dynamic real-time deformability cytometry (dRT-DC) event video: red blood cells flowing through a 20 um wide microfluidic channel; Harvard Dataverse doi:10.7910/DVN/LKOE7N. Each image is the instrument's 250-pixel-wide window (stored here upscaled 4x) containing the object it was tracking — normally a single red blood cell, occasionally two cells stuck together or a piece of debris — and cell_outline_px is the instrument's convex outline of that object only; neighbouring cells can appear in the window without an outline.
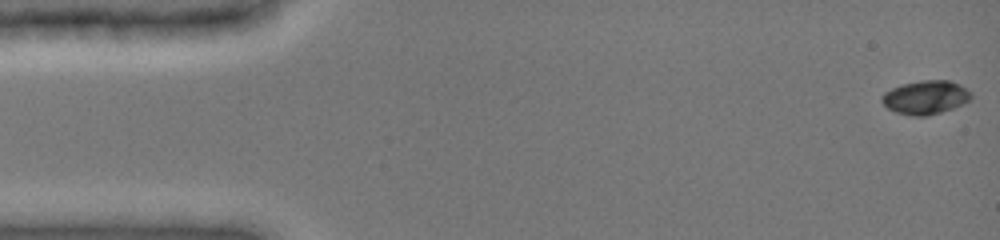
{"species": "common noctule bat (a hibernating species)", "species_latin": "Nyctalus noctula", "temperature_condition": "cold", "stored_images_in_passage": 48, "camera_frame_rate_fps": 3000, "um_per_image_px": 0.085, "animal": {"sex": "female", "body_mass_g": 19.0, "forearm_length_mm": 51.5}, "frame": {"image": 1, "passage_image": 1, "time_ms": 0.0, "image_size_px": [1000, 240], "cell_outline_px": [[972, 96], [964, 104], [928, 116], [912, 116], [896, 112], [888, 108], [880, 100], [880, 96], [884, 92], [892, 88], [904, 84], [924, 80], [948, 80], [960, 84], [972, 92]], "centroid_in_image_um": [78.68, 8.28], "position_along_channel_um": 6.3, "area_um2": 17.51}}
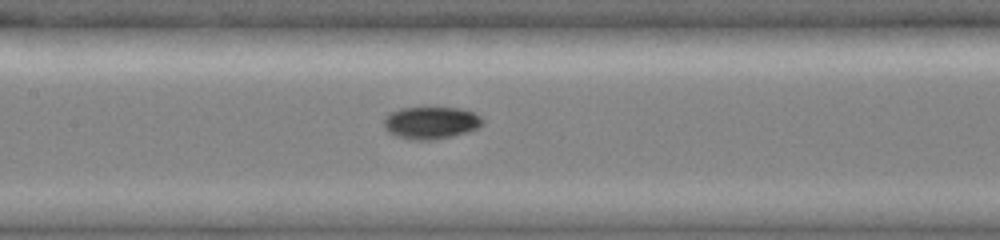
{"frame": {"image": 2, "passage_image": 23, "time_ms": 7.333, "image_size_px": [1000, 240], "cell_outline_px": [[484, 124], [468, 132], [452, 136], [428, 140], [416, 140], [396, 136], [388, 132], [384, 128], [384, 120], [392, 112], [400, 108], [460, 108], [476, 112], [484, 120]], "centroid_in_image_um": [36.67, 10.43], "position_along_channel_um": 170.7, "area_um2": 18.5}}
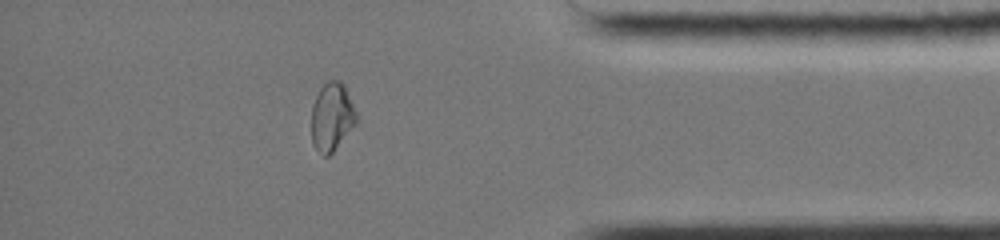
{"frame": {"image": 3, "passage_image": 42, "time_ms": 13.667, "image_size_px": [1000, 240], "cell_outline_px": [[356, 124], [332, 152], [328, 156], [324, 156], [312, 144], [312, 104], [320, 88], [328, 80], [340, 80], [344, 84], [356, 112]], "centroid_in_image_um": [28.2, 9.91], "position_along_channel_um": 407.0, "area_um2": 17.69}, "authors_computed_cell_mechanics": {"area_um2": 17.4556, "velocity_mm_per_s": 3.9685, "shape_relaxation_time_tau1_ms": 6.1038, "shape_relaxation_time_tau2_ms": 2.9134, "deformation_change_tau1": 0.1574, "deformation_change_tau2": 0.0308}}